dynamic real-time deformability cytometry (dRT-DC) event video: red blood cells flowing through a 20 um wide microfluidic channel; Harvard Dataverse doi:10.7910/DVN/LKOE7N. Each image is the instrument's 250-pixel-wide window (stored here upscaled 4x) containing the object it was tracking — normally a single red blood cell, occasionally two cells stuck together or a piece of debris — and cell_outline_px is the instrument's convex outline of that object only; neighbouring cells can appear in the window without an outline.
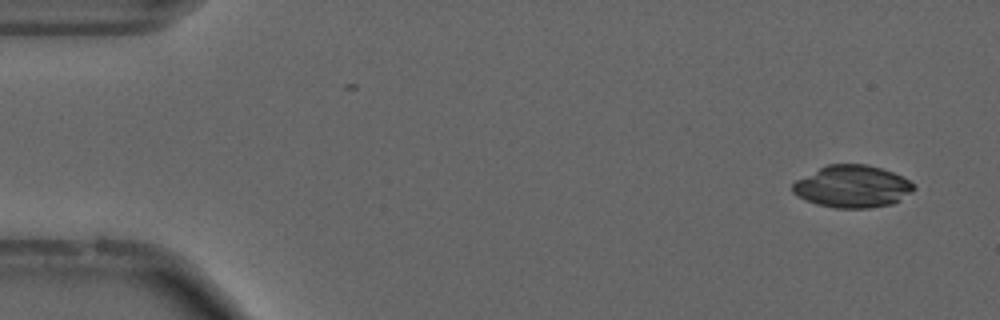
{"species": "common noctule bat (a hibernating species)", "species_latin": "Nyctalus noctula", "temperature_condition": "cold", "stored_images_in_passage": 53, "camera_frame_rate_fps": 3000, "um_per_image_px": 0.085, "animal": {"sex": "male", "forearm_length_mm": 52.5}, "frame": {"image": 1, "passage_image": 2, "time_ms": 0.333, "image_size_px": [1000, 320], "cell_outline_px": [[916, 188], [912, 192], [900, 200], [892, 204], [868, 208], [836, 208], [816, 204], [804, 200], [792, 192], [792, 184], [796, 180], [828, 164], [868, 164], [892, 172], [908, 180]], "centroid_in_image_um": [72.43, 15.86], "position_along_channel_um": 12.6, "area_um2": 29.71}}